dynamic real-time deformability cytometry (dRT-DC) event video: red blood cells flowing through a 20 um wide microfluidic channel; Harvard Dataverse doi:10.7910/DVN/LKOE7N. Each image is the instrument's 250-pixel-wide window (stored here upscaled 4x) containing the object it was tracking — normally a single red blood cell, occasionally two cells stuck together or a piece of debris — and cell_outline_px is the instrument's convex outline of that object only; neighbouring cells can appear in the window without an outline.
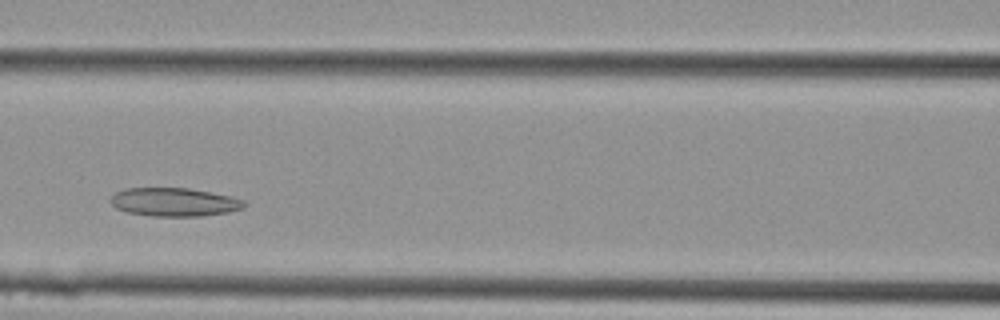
{"species": "Egyptian fruit bat (a non-hibernating species)", "species_latin": "Rousettus aegyptiacus", "temperature_condition": "cold", "stored_images_in_passage": 9, "camera_frame_rate_fps": 3000, "um_per_image_px": 0.085, "animal": {"sex": "female"}, "frame": {"image": 1, "passage_image": 6, "time_ms": 1.667, "image_size_px": [1000, 320], "cell_outline_px": [[248, 204], [244, 208], [228, 212], [204, 216], [152, 216], [128, 212], [116, 208], [108, 200], [116, 192], [124, 188], [188, 188], [232, 196], [244, 200]], "centroid_in_image_um": [14.84, 17.17], "position_along_channel_um": 151.8, "area_um2": 22.31}}
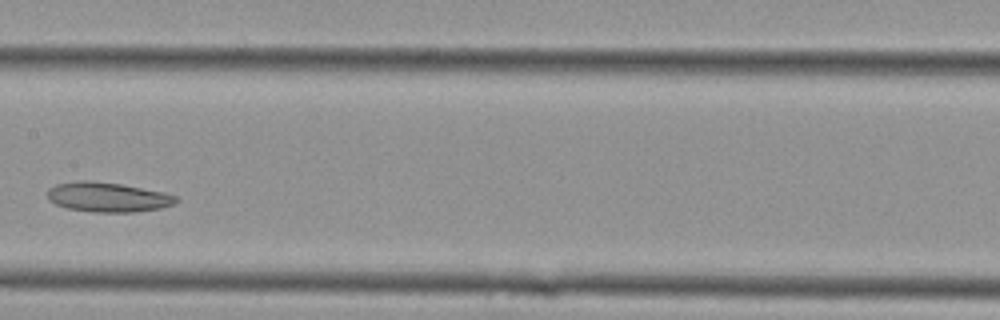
{"frame": {"image": 2, "passage_image": 8, "time_ms": 2.333, "image_size_px": [1000, 320], "cell_outline_px": [[180, 200], [172, 204], [160, 208], [132, 212], [96, 212], [68, 208], [56, 204], [48, 200], [48, 188], [56, 184], [84, 180], [120, 184], [164, 192], [176, 196]], "centroid_in_image_um": [9.16, 16.75], "position_along_channel_um": 198.2, "area_um2": 21.96}}